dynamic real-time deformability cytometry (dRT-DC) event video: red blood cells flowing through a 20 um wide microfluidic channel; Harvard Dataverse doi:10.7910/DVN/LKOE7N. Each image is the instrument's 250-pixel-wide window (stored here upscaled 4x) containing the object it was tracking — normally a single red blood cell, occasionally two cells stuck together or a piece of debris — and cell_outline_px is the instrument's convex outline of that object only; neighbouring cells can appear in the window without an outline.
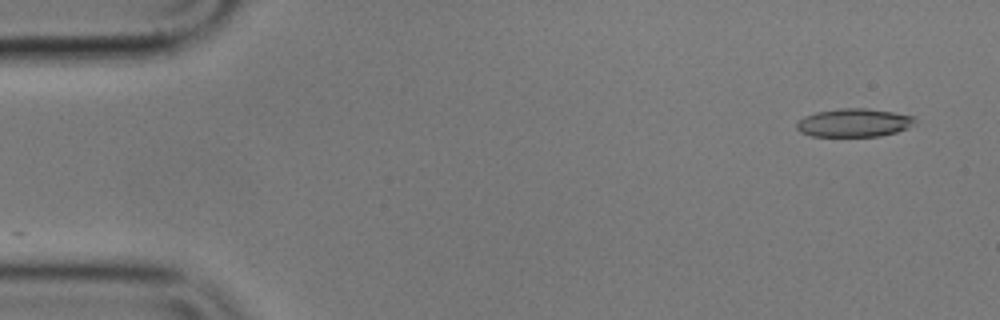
{"species": "common noctule bat (a hibernating species)", "species_latin": "Nyctalus noctula", "temperature_condition": "cold", "stored_images_in_passage": 48, "camera_frame_rate_fps": 3000, "um_per_image_px": 0.085, "animal": {"sex": "male", "body_mass_g": 17.9}, "frame": {"image": 1, "passage_image": 1, "time_ms": 0.0, "image_size_px": [1000, 320], "cell_outline_px": [[916, 120], [908, 128], [896, 132], [880, 136], [812, 136], [800, 132], [796, 128], [796, 124], [804, 116], [816, 112], [840, 108], [868, 108], [916, 116]], "centroid_in_image_um": [72.59, 10.43], "position_along_channel_um": 12.4, "area_um2": 19.54}}
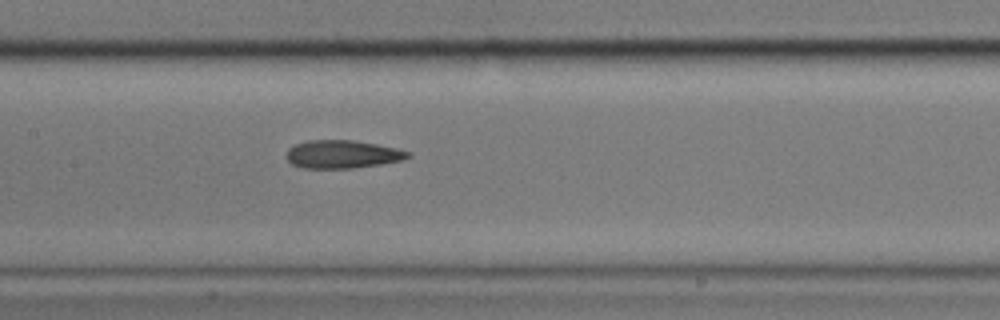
{"frame": {"image": 2, "passage_image": 24, "time_ms": 7.667, "image_size_px": [1000, 320], "cell_outline_px": [[412, 156], [404, 160], [380, 164], [352, 168], [304, 168], [292, 164], [288, 160], [288, 148], [296, 144], [308, 140], [352, 140], [376, 144], [396, 148], [412, 152]], "centroid_in_image_um": [29.15, 13.11], "position_along_channel_um": 178.2, "area_um2": 19.83}}
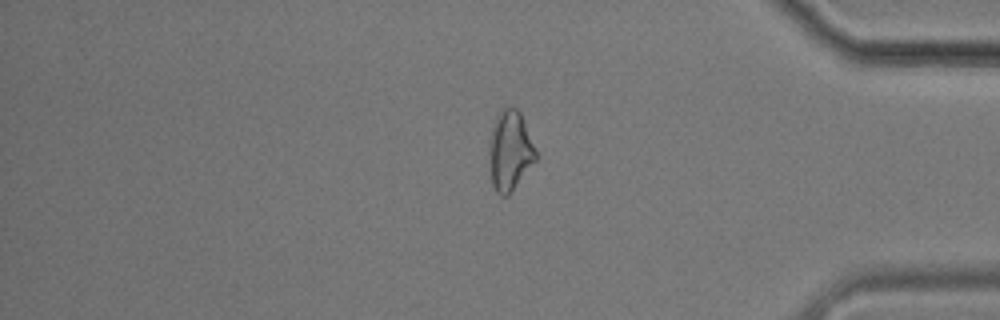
{"frame": {"image": 3, "passage_image": 44, "time_ms": 14.333, "image_size_px": [1000, 320], "cell_outline_px": [[536, 160], [508, 196], [500, 196], [496, 192], [492, 184], [488, 160], [492, 128], [496, 116], [500, 108], [516, 108], [520, 112], [536, 152]], "centroid_in_image_um": [43.32, 12.84], "position_along_channel_um": 391.9, "area_um2": 21.5}}